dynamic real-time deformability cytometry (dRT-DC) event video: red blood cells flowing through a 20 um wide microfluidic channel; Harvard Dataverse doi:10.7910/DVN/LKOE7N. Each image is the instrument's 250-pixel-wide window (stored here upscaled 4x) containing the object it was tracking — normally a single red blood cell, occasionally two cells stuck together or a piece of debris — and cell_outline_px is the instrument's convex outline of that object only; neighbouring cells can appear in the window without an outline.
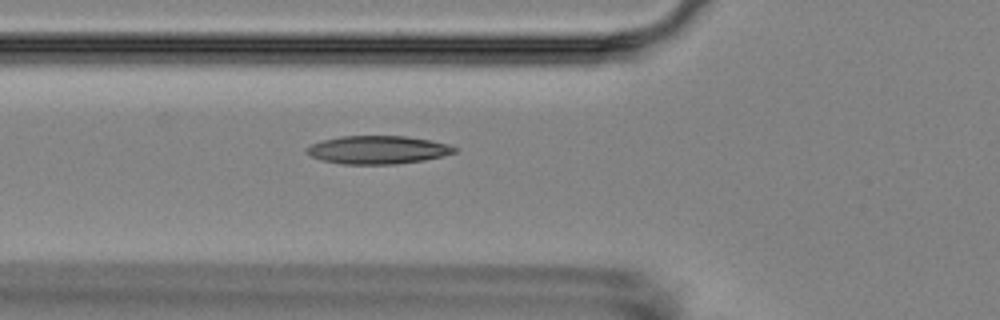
{"species": "Egyptian fruit bat (a non-hibernating species)", "species_latin": "Rousettus aegyptiacus", "temperature_condition": "room temperature", "stored_images_in_passage": 2, "camera_frame_rate_fps": 3000, "um_per_image_px": 0.085, "animal": {"sex": "female"}, "frame": {"image": 1, "passage_image": 2, "time_ms": 1.0, "image_size_px": [1000, 320], "cell_outline_px": [[460, 148], [456, 152], [424, 160], [396, 164], [340, 164], [324, 160], [312, 156], [304, 148], [312, 144], [324, 140], [340, 136], [404, 136], [432, 140], [448, 144]], "centroid_in_image_um": [32.15, 12.73], "position_along_channel_um": 93.6, "area_um2": 24.16}}